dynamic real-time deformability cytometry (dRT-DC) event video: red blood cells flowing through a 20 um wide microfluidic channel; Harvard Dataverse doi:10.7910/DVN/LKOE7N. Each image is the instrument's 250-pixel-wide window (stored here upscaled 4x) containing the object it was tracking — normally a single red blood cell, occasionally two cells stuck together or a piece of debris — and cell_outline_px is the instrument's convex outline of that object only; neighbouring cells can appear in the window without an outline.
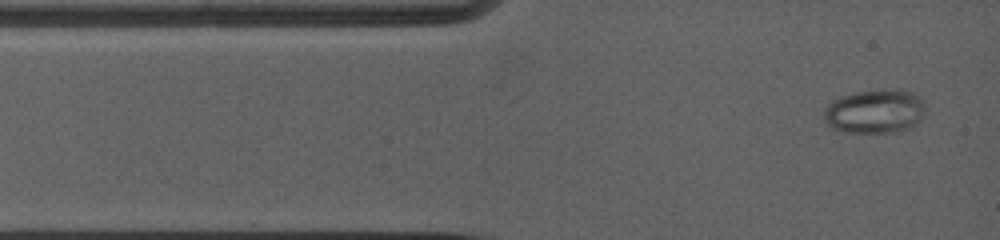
{"species": "common noctule bat (a hibernating species)", "species_latin": "Nyctalus noctula", "temperature_condition": "warm", "stored_images_in_passage": 30, "camera_frame_rate_fps": 5000, "um_per_image_px": 0.085, "animal": {"sex": "female", "body_mass_g": 19.0, "forearm_length_mm": 53.3}, "frame": {"image": 1, "passage_image": 1, "time_ms": 0.0, "image_size_px": [1000, 240], "cell_outline_px": [[924, 112], [920, 120], [916, 124], [908, 128], [896, 132], [844, 132], [832, 128], [820, 116], [824, 108], [832, 100], [852, 92], [892, 88], [896, 88], [912, 92], [920, 96], [924, 100]], "centroid_in_image_um": [74.34, 9.44], "position_along_channel_um": 10.7, "area_um2": 26.53}}
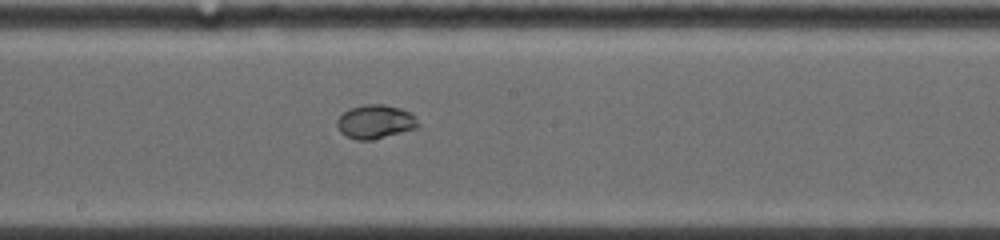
{"frame": {"image": 2, "passage_image": 14, "time_ms": 6.2, "image_size_px": [1000, 240], "cell_outline_px": [[420, 124], [416, 128], [372, 140], [356, 140], [340, 132], [336, 124], [336, 120], [348, 108], [364, 104], [384, 104], [400, 108], [416, 116]], "centroid_in_image_um": [31.89, 10.33], "position_along_channel_um": 216.3, "area_um2": 16.01}}
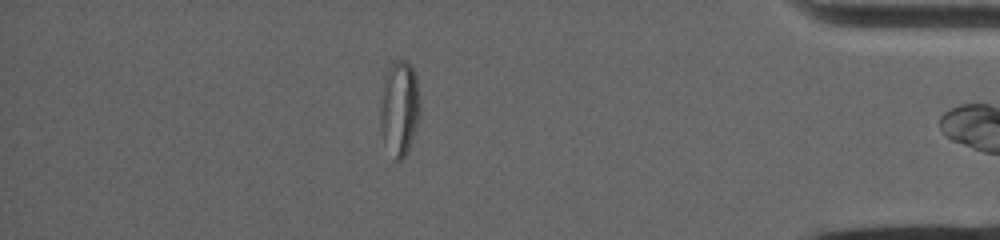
{"frame": {"image": 3, "passage_image": 28, "time_ms": 12.0, "image_size_px": [1000, 240], "cell_outline_px": [[420, 116], [408, 152], [400, 160], [396, 160], [384, 140], [380, 128], [380, 88], [388, 68], [396, 60], [408, 60], [412, 64], [416, 76], [420, 100]], "centroid_in_image_um": [33.95, 9.13], "position_along_channel_um": 401.2, "area_um2": 22.37}}